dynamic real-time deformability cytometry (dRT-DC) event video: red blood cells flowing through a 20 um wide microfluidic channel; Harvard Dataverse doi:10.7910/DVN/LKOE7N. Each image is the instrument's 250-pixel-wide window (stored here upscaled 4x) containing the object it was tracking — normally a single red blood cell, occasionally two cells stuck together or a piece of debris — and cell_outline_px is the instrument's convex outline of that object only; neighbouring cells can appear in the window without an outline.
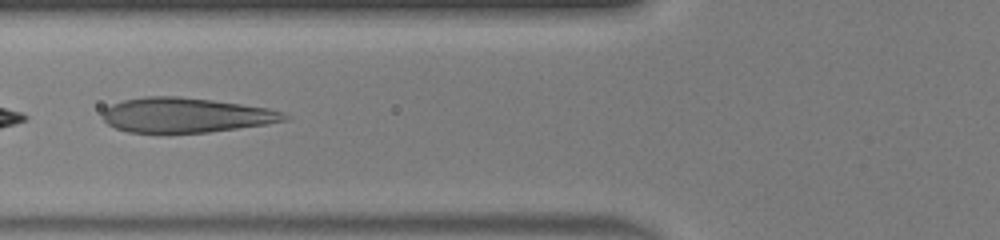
{"species": "human", "species_latin": "Homo sapiens", "temperature_condition": "warm", "stored_images_in_passage": 34, "camera_frame_rate_fps": 3000, "um_per_image_px": 0.085, "donor": {"sex": "male"}, "frame": {"image": 1, "passage_image": 9, "time_ms": 2.667, "image_size_px": [1000, 240], "cell_outline_px": [[292, 116], [288, 120], [268, 124], [208, 132], [128, 132], [116, 128], [108, 124], [104, 120], [104, 108], [112, 104], [124, 100], [144, 96], [180, 96], [212, 100], [268, 108]], "centroid_in_image_um": [15.81, 9.78], "position_along_channel_um": 110.0, "area_um2": 36.65}}
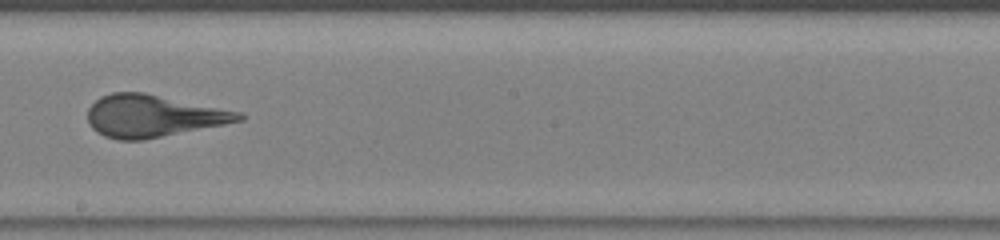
{"frame": {"image": 2, "passage_image": 18, "time_ms": 5.667, "image_size_px": [1000, 240], "cell_outline_px": [[244, 120], [144, 140], [116, 140], [104, 136], [96, 132], [88, 124], [88, 108], [100, 96], [112, 92], [144, 92], [244, 112]], "centroid_in_image_um": [13.0, 9.85], "position_along_channel_um": 235.2, "area_um2": 37.4}}
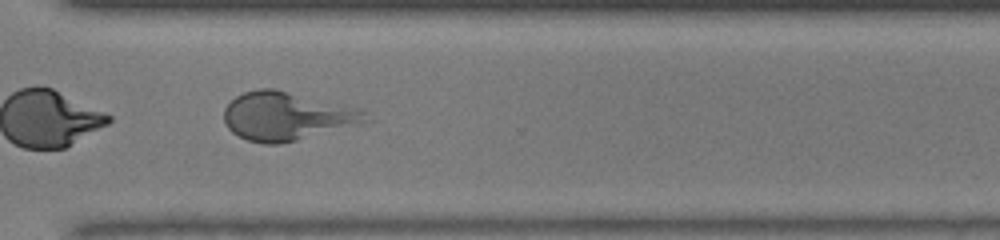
{"frame": {"image": 3, "passage_image": 26, "time_ms": 8.333, "image_size_px": [1000, 240], "cell_outline_px": [[372, 120], [296, 140], [280, 144], [264, 144], [248, 140], [232, 132], [224, 124], [224, 108], [236, 96], [244, 92], [260, 88], [276, 88], [360, 108], [368, 112]], "centroid_in_image_um": [24.38, 9.85], "position_along_channel_um": 346.2, "area_um2": 39.94}}